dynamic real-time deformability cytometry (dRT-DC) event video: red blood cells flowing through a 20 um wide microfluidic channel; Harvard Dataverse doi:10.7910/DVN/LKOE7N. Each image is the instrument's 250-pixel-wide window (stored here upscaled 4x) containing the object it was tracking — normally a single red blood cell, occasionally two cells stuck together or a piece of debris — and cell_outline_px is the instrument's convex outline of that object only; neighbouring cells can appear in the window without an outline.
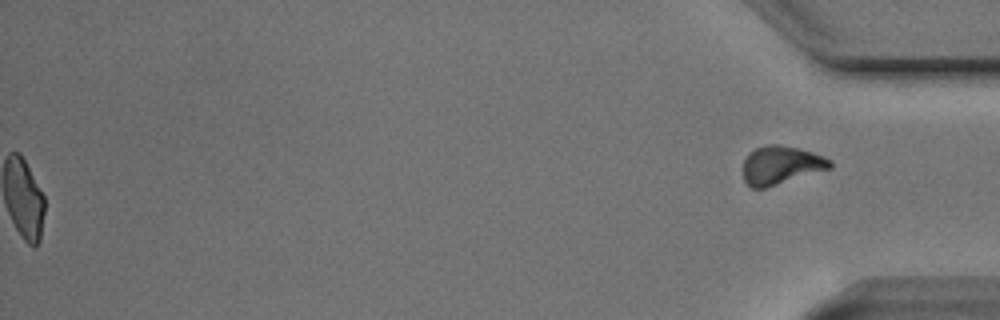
{"species": "Egyptian fruit bat (a non-hibernating species)", "species_latin": "Rousettus aegyptiacus", "temperature_condition": "cold", "stored_images_in_passage": 42, "segment_of_instrument_passage": [2, 2], "camera_frame_rate_fps": 3000, "um_per_image_px": 0.085, "animal": {"sex": "male"}, "frame": {"image": 1, "passage_image": 42, "time_ms": 13.667, "image_size_px": [1000, 320], "cell_outline_px": [[832, 168], [764, 188], [752, 188], [744, 180], [744, 160], [748, 152], [756, 148], [768, 144], [780, 144], [800, 148], [824, 156], [832, 160]], "centroid_in_image_um": [66.4, 14.02], "position_along_channel_um": 368.8, "area_um2": 19.48}}